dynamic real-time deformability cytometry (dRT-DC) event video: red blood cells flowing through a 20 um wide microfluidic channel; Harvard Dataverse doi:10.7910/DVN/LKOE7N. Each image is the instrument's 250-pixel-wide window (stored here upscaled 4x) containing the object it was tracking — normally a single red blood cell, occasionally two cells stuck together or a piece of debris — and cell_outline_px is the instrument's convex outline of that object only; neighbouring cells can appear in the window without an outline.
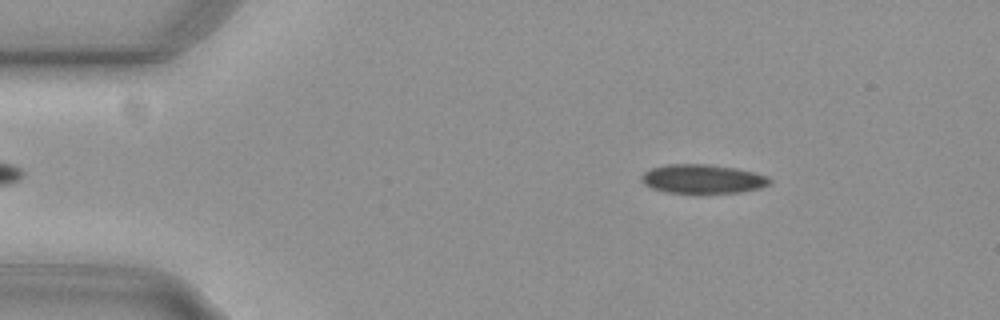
{"species": "common noctule bat (a hibernating species)", "species_latin": "Nyctalus noctula", "temperature_condition": "cold", "stored_images_in_passage": 14, "camera_frame_rate_fps": 3000, "um_per_image_px": 0.085, "animal": {"sex": "female", "body_mass_g": 29.2, "forearm_length_mm": 56.3}, "frame": {"image": 1, "passage_image": 2, "time_ms": 0.333, "image_size_px": [1000, 320], "cell_outline_px": [[772, 180], [768, 184], [760, 188], [740, 192], [668, 192], [652, 188], [644, 184], [640, 176], [644, 172], [652, 168], [668, 164], [708, 164], [736, 168], [768, 176]], "centroid_in_image_um": [59.72, 15.19], "position_along_channel_um": 25.3, "area_um2": 21.33}}
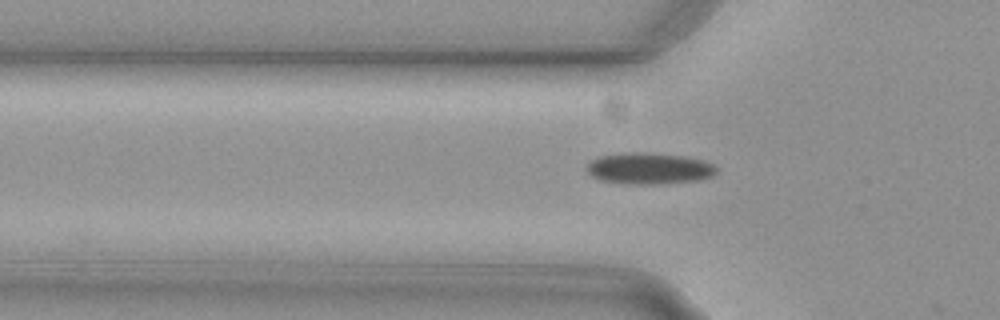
{"frame": {"image": 2, "passage_image": 11, "time_ms": 3.333, "image_size_px": [1000, 320], "cell_outline_px": [[716, 172], [712, 176], [700, 180], [664, 184], [628, 184], [596, 180], [584, 168], [592, 160], [600, 156], [632, 152], [640, 152], [684, 156], [704, 160], [712, 164], [716, 168]], "centroid_in_image_um": [55.16, 14.33], "position_along_channel_um": 70.6, "area_um2": 23.87}}